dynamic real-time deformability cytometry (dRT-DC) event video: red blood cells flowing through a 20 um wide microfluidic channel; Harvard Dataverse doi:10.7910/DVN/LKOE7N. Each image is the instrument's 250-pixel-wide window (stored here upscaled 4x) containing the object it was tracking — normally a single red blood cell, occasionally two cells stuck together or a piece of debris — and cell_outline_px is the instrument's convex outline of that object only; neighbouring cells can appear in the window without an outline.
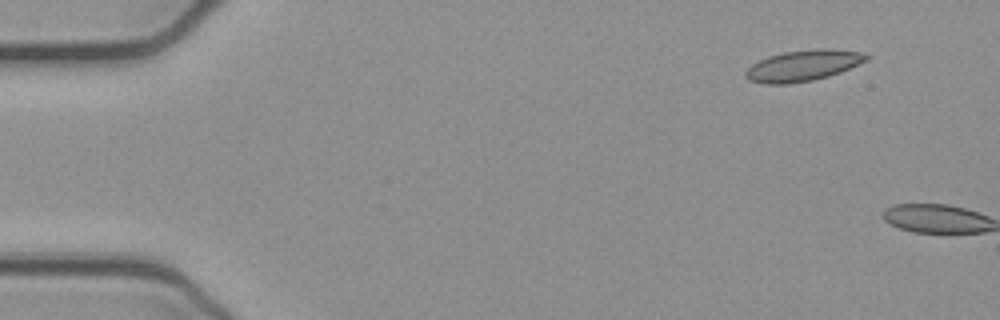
{"species": "common noctule bat (a hibernating species)", "species_latin": "Nyctalus noctula", "temperature_condition": "cold", "stored_images_in_passage": 2, "camera_frame_rate_fps": 3000, "um_per_image_px": 0.085, "animal": {"sex": "female", "body_mass_g": 21.9}, "frame": {"image": 1, "passage_image": 1, "time_ms": 0.0, "image_size_px": [1000, 320], "cell_outline_px": [[872, 56], [868, 60], [840, 72], [828, 76], [812, 80], [784, 84], [764, 84], [748, 80], [744, 76], [744, 72], [752, 64], [768, 56], [784, 52], [816, 48], [828, 48], [860, 52]], "centroid_in_image_um": [68.26, 5.57], "position_along_channel_um": 16.7, "area_um2": 21.85}}